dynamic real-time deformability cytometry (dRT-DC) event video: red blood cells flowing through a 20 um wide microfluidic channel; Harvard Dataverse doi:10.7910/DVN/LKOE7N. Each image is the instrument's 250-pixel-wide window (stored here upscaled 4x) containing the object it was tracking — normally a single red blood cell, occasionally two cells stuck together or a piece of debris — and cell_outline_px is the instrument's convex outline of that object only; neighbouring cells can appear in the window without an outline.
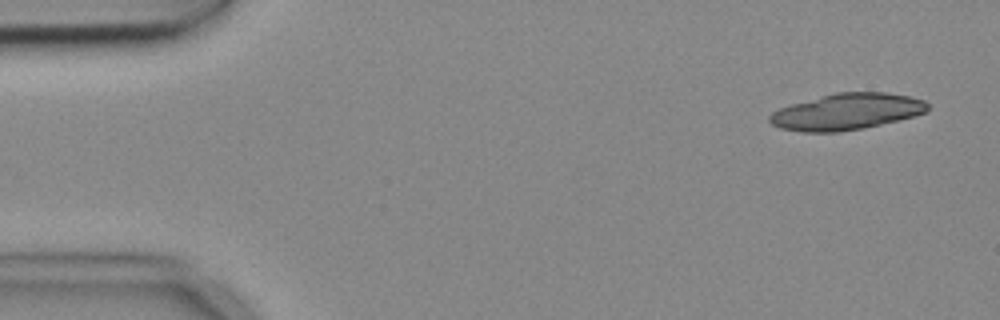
{"species": "common noctule bat (a hibernating species)", "species_latin": "Nyctalus noctula", "temperature_condition": "cold", "stored_images_in_passage": 9, "camera_frame_rate_fps": 3000, "um_per_image_px": 0.085, "animal": {"sex": "female", "body_mass_g": 18.4}, "frame": {"image": 1, "passage_image": 1, "time_ms": 0.0, "image_size_px": [1000, 320], "cell_outline_px": [[928, 108], [924, 112], [900, 120], [864, 128], [840, 132], [800, 132], [780, 128], [772, 124], [768, 120], [768, 116], [772, 112], [780, 108], [792, 104], [836, 92], [884, 92], [908, 96], [924, 100], [928, 104]], "centroid_in_image_um": [71.94, 9.5], "position_along_channel_um": 13.1, "area_um2": 33.35}}
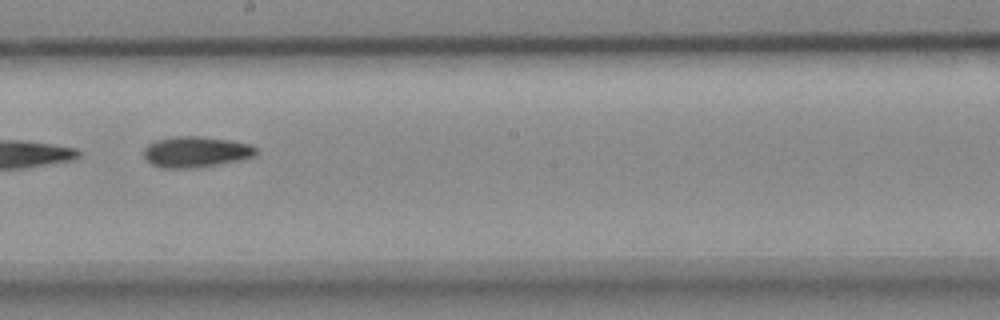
{"frame": {"image": 2, "passage_image": 8, "time_ms": 2.333, "image_size_px": [1000, 320], "cell_outline_px": [[260, 152], [256, 156], [240, 160], [200, 168], [160, 168], [144, 160], [144, 148], [148, 144], [156, 140], [176, 136], [200, 136], [228, 140], [248, 144], [256, 148]], "centroid_in_image_um": [16.65, 12.92], "position_along_channel_um": 231.6, "area_um2": 20.46}}
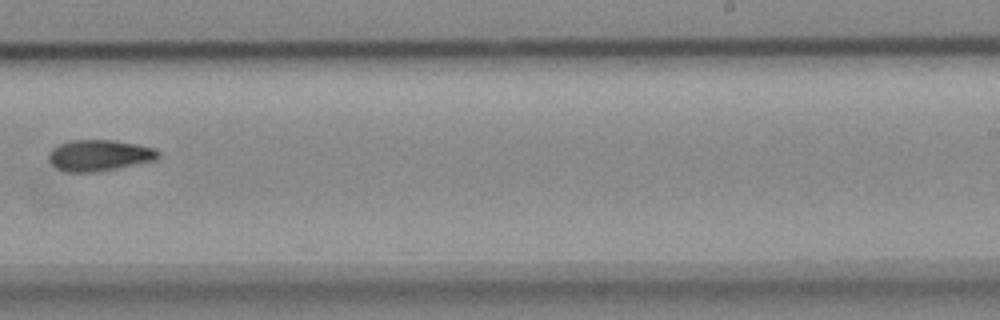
{"frame": {"image": 3, "passage_image": 9, "time_ms": 2.667, "image_size_px": [1000, 320], "cell_outline_px": [[160, 156], [156, 160], [96, 172], [68, 172], [56, 168], [48, 160], [48, 152], [52, 148], [68, 140], [112, 140], [136, 144], [156, 148], [160, 152]], "centroid_in_image_um": [8.43, 13.2], "position_along_channel_um": 280.6, "area_um2": 20.0}}